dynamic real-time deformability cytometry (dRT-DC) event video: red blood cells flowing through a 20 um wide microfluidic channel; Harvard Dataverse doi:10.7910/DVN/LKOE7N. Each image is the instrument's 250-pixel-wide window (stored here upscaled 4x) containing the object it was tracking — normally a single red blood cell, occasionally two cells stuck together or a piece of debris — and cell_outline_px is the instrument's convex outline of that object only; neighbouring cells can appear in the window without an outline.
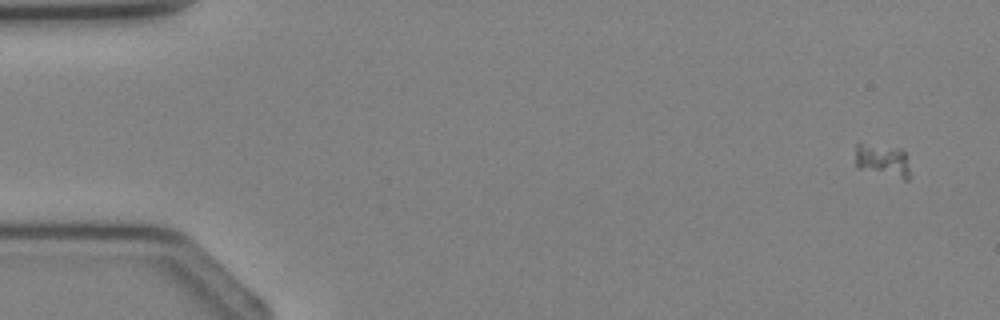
{"species": "Egyptian fruit bat (a non-hibernating species)", "species_latin": "Rousettus aegyptiacus", "temperature_condition": "cold", "stored_images_in_passage": 4, "camera_frame_rate_fps": 3000, "um_per_image_px": 0.085, "animal": {"sex": "female"}, "frame": {"image": 1, "passage_image": 1, "time_ms": 0.0, "image_size_px": [1000, 320], "cell_outline_px": [[912, 176], [908, 180], [904, 180], [856, 168], [856, 144], [860, 144], [900, 148], [904, 152]], "centroid_in_image_um": [75.06, 13.69], "position_along_channel_um": 9.9, "area_um2": 10.52}}